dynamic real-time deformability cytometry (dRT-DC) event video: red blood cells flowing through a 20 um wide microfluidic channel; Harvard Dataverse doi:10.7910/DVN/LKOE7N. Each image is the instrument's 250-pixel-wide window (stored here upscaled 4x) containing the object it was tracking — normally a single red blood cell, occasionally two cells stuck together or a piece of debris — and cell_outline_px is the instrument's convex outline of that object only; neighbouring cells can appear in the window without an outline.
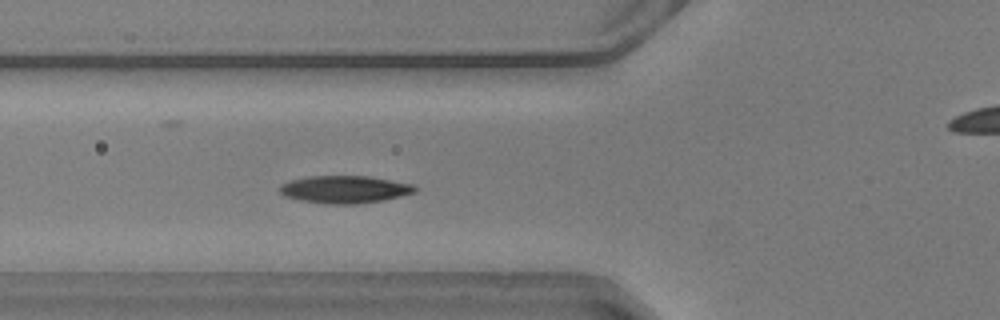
{"species": "common noctule bat (a hibernating species)", "species_latin": "Nyctalus noctula", "temperature_condition": "warm", "stored_images_in_passage": 37, "camera_frame_rate_fps": 3000, "um_per_image_px": 0.085, "animal": {"sex": "male", "body_mass_g": 20.5, "forearm_length_mm": 52.5}, "frame": {"image": 1, "passage_image": 5, "time_ms": 1.333, "image_size_px": [1000, 320], "cell_outline_px": [[420, 188], [416, 192], [384, 200], [356, 204], [328, 204], [300, 200], [284, 196], [276, 188], [280, 184], [292, 180], [308, 176], [368, 176], [412, 184]], "centroid_in_image_um": [29.29, 16.1], "position_along_channel_um": 96.5, "area_um2": 21.79}}
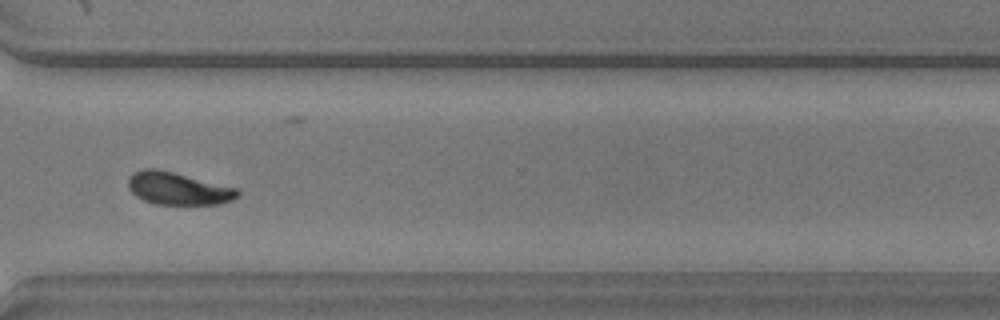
{"frame": {"image": 2, "passage_image": 24, "time_ms": 7.667, "image_size_px": [1000, 320], "cell_outline_px": [[240, 192], [232, 200], [220, 204], [156, 204], [144, 200], [136, 196], [128, 188], [128, 176], [132, 172], [144, 168], [156, 168], [236, 188]], "centroid_in_image_um": [15.07, 16.02], "position_along_channel_um": 355.5, "area_um2": 20.52}}
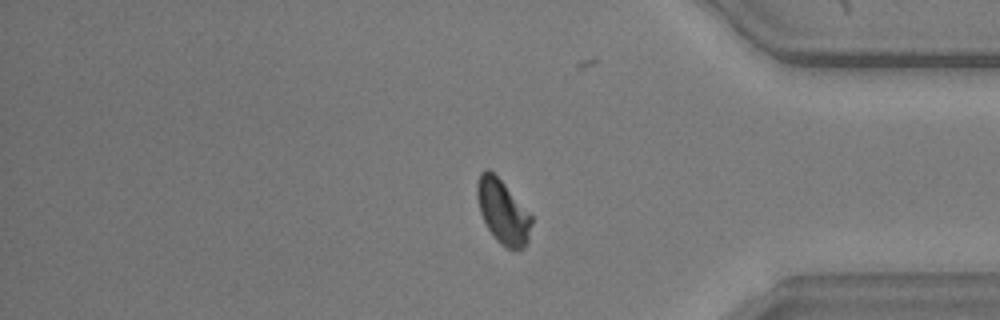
{"frame": {"image": 3, "passage_image": 28, "time_ms": 9.0, "image_size_px": [1000, 320], "cell_outline_px": [[532, 224], [528, 244], [524, 248], [508, 248], [500, 244], [496, 240], [488, 228], [480, 212], [476, 196], [476, 184], [480, 172], [484, 168], [488, 168], [504, 184], [532, 216]], "centroid_in_image_um": [42.73, 17.99], "position_along_channel_um": 392.5, "area_um2": 20.17}, "authors_computed_cell_mechanics": {"area_um2": 20.7502, "velocity_mm_per_s": 4.0811, "shape_relaxation_time_tau1_ms": 2.1808, "shape_relaxation_time_tau2_ms": 6.6862, "deformation_change_tau1": 0.1075, "deformation_change_tau2": 0.1101}}